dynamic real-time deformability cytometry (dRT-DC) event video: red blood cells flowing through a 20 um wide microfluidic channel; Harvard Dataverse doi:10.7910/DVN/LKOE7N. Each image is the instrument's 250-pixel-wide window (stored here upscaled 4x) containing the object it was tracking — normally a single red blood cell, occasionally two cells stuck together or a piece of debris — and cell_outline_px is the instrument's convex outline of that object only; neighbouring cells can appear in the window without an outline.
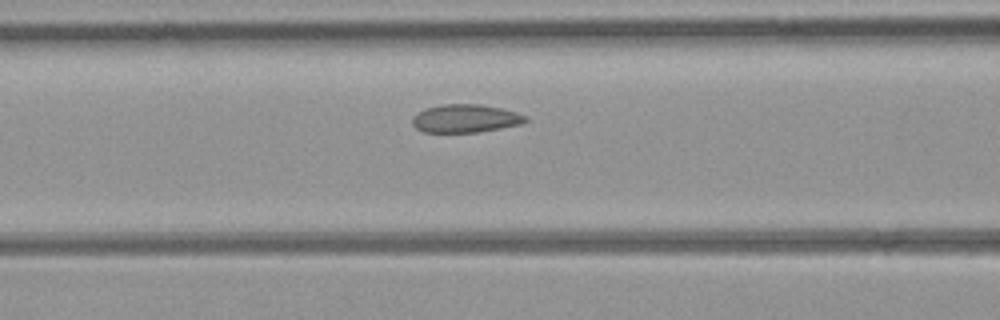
{"species": "common noctule bat (a hibernating species)", "species_latin": "Nyctalus noctula", "temperature_condition": "room temperature", "stored_images_in_passage": 29, "camera_frame_rate_fps": 3000, "um_per_image_px": 0.085, "animal": {"sex": "female", "body_mass_g": 21.9}, "frame": {"image": 1, "passage_image": 9, "time_ms": 2.667, "image_size_px": [1000, 320], "cell_outline_px": [[528, 120], [520, 124], [480, 132], [424, 132], [416, 128], [412, 124], [412, 116], [428, 108], [444, 104], [480, 104], [500, 108], [516, 112], [528, 116]], "centroid_in_image_um": [39.58, 10.07], "position_along_channel_um": 127.0, "area_um2": 18.44}}
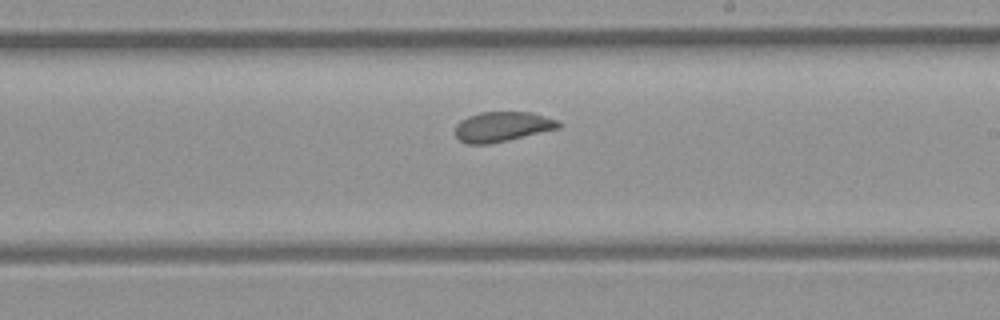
{"frame": {"image": 2, "passage_image": 18, "time_ms": 5.667, "image_size_px": [1000, 320], "cell_outline_px": [[560, 128], [508, 140], [488, 144], [468, 144], [460, 140], [456, 136], [456, 124], [460, 120], [468, 116], [480, 112], [532, 112], [560, 120]], "centroid_in_image_um": [42.71, 10.76], "position_along_channel_um": 246.3, "area_um2": 18.09}}
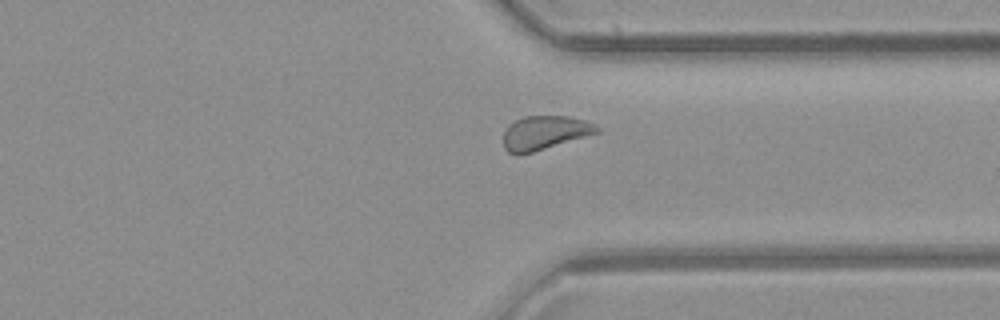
{"frame": {"image": 3, "passage_image": 27, "time_ms": 8.667, "image_size_px": [1000, 320], "cell_outline_px": [[600, 132], [532, 152], [508, 152], [504, 148], [504, 132], [508, 124], [524, 116], [572, 116], [596, 124], [600, 128]], "centroid_in_image_um": [46.33, 11.24], "position_along_channel_um": 365.1, "area_um2": 18.21}}